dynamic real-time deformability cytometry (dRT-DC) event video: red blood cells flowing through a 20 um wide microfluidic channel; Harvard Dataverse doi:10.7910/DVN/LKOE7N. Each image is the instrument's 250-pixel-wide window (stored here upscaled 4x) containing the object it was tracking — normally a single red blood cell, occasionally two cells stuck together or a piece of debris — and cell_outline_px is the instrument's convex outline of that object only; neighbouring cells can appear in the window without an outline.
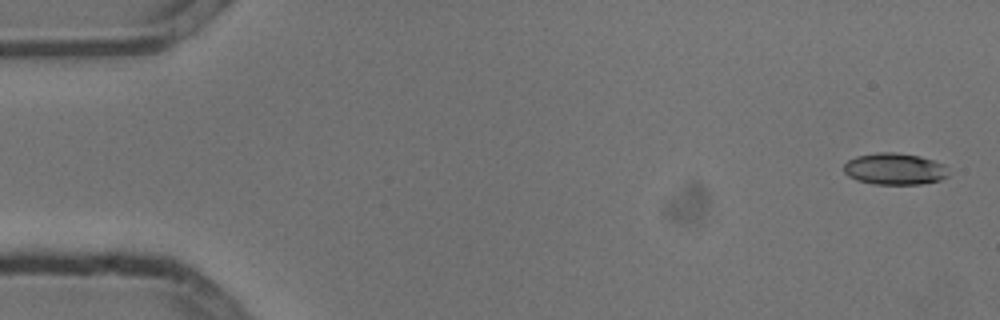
{"species": "common noctule bat (a hibernating species)", "species_latin": "Nyctalus noctula", "temperature_condition": "cold", "stored_images_in_passage": 5, "camera_frame_rate_fps": 3000, "um_per_image_px": 0.085, "animal": {"sex": "male", "body_mass_g": 13.3}, "frame": {"image": 1, "passage_image": 1, "time_ms": 0.0, "image_size_px": [1000, 320], "cell_outline_px": [[948, 176], [940, 180], [920, 184], [876, 184], [856, 180], [848, 176], [844, 172], [844, 164], [848, 160], [856, 156], [876, 152], [892, 152], [920, 156], [944, 164]], "centroid_in_image_um": [76.01, 14.35], "position_along_channel_um": 9.0, "area_um2": 19.25}}
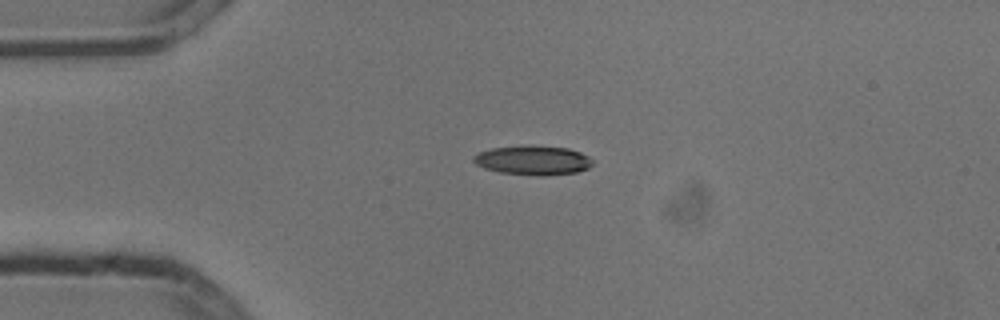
{"frame": {"image": 2, "passage_image": 4, "time_ms": 1.0, "image_size_px": [1000, 320], "cell_outline_px": [[592, 164], [588, 168], [576, 172], [500, 172], [484, 168], [476, 164], [472, 160], [472, 156], [480, 152], [492, 148], [568, 148], [580, 152], [588, 156], [592, 160]], "centroid_in_image_um": [45.27, 13.6], "position_along_channel_um": 39.7, "area_um2": 18.26}}